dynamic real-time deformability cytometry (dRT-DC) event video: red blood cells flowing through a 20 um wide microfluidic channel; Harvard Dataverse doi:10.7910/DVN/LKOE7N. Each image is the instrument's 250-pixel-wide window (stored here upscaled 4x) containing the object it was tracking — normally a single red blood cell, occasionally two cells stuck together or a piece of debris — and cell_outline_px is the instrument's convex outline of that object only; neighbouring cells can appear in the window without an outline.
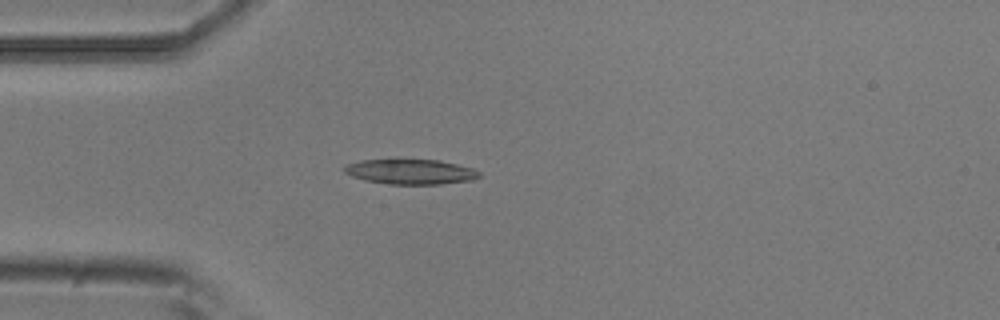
{"species": "common noctule bat (a hibernating species)", "species_latin": "Nyctalus noctula", "temperature_condition": "room temperature", "stored_images_in_passage": 4, "camera_frame_rate_fps": 3000, "um_per_image_px": 0.085, "animal": {"sex": "male", "body_mass_g": 20.5, "forearm_length_mm": 52.5}, "frame": {"image": 1, "passage_image": 4, "time_ms": 1.0, "image_size_px": [1000, 320], "cell_outline_px": [[480, 176], [472, 180], [440, 184], [388, 184], [364, 180], [352, 176], [344, 172], [344, 164], [360, 160], [440, 160], [472, 168], [480, 172]], "centroid_in_image_um": [34.87, 14.6], "position_along_channel_um": 50.1, "area_um2": 19.59}}